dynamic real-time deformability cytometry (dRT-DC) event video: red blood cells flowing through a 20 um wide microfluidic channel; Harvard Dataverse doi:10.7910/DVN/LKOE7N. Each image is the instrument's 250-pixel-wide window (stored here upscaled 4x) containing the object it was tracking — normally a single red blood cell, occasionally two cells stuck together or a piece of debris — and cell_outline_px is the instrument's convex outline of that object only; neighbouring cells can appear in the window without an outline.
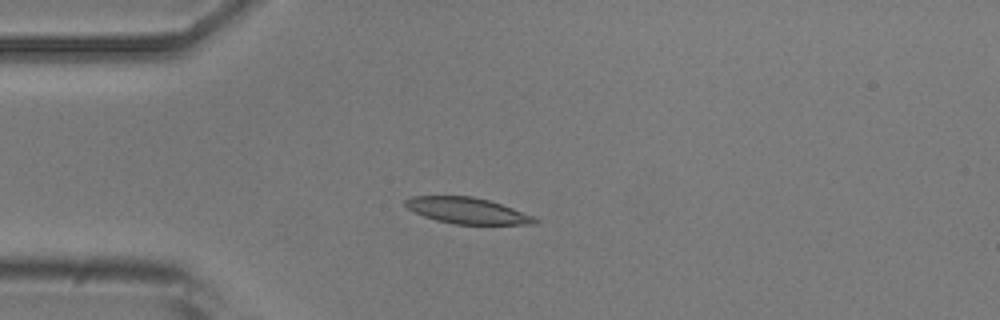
{"species": "common noctule bat (a hibernating species)", "species_latin": "Nyctalus noctula", "temperature_condition": "room temperature", "stored_images_in_passage": 7, "camera_frame_rate_fps": 3000, "um_per_image_px": 0.085, "animal": {"sex": "male", "body_mass_g": 20.5, "forearm_length_mm": 52.5}, "frame": {"image": 1, "passage_image": 4, "time_ms": 4.333, "image_size_px": [1000, 320], "cell_outline_px": [[540, 220], [536, 224], [456, 224], [436, 220], [424, 216], [408, 208], [404, 204], [404, 200], [412, 196], [472, 196], [488, 200], [512, 208], [532, 216]], "centroid_in_image_um": [39.7, 17.9], "position_along_channel_um": 45.3, "area_um2": 19.42}}
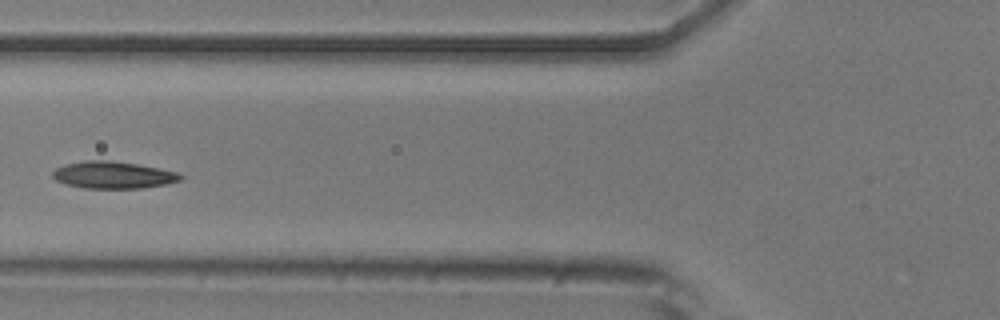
{"frame": {"image": 2, "passage_image": 6, "time_ms": 6.667, "image_size_px": [1000, 320], "cell_outline_px": [[184, 176], [180, 180], [164, 184], [140, 188], [84, 188], [68, 184], [56, 180], [52, 176], [52, 172], [56, 168], [64, 164], [84, 160], [112, 160], [136, 164], [176, 172]], "centroid_in_image_um": [9.57, 14.86], "position_along_channel_um": 116.2, "area_um2": 19.94}}
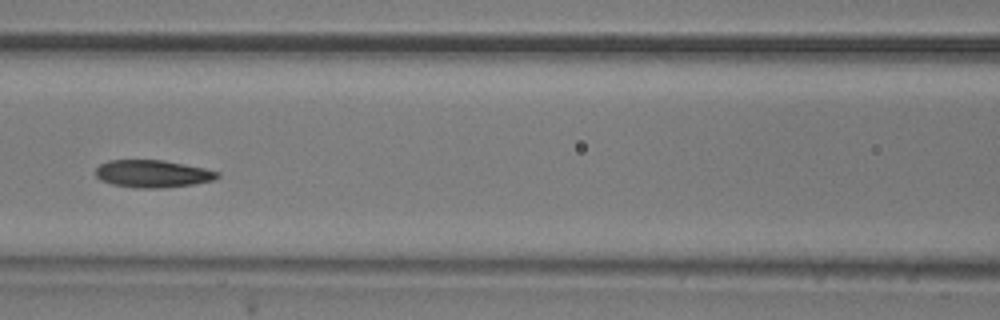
{"frame": {"image": 3, "passage_image": 7, "time_ms": 7.667, "image_size_px": [1000, 320], "cell_outline_px": [[220, 176], [212, 180], [196, 184], [164, 188], [136, 188], [112, 184], [100, 180], [96, 176], [96, 168], [100, 164], [108, 160], [160, 160], [184, 164], [204, 168], [220, 172]], "centroid_in_image_um": [12.97, 14.77], "position_along_channel_um": 153.6, "area_um2": 19.54}}